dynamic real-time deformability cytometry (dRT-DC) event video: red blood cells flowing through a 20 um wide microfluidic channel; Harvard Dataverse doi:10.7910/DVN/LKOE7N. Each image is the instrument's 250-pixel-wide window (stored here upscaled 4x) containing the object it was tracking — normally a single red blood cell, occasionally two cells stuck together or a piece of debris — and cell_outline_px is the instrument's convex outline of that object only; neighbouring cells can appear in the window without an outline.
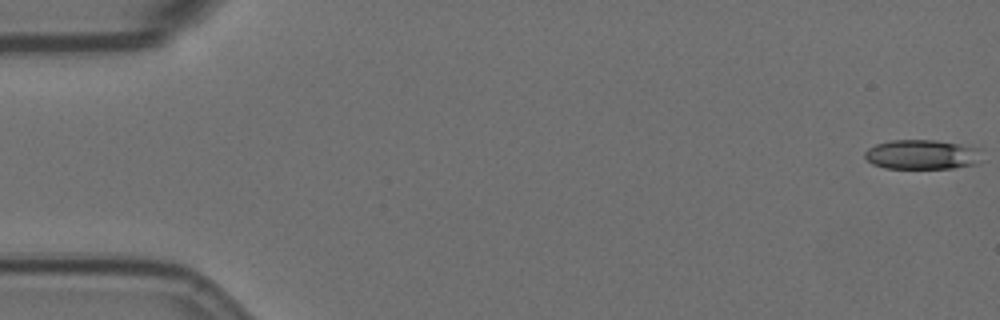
{"species": "Egyptian fruit bat (a non-hibernating species)", "species_latin": "Rousettus aegyptiacus", "temperature_condition": "room temperature", "stored_images_in_passage": 24, "camera_frame_rate_fps": 3000, "um_per_image_px": 0.085, "animal": {"sex": "female"}, "frame": {"image": 1, "passage_image": 1, "time_ms": 0.0, "image_size_px": [1000, 320], "cell_outline_px": [[984, 160], [980, 164], [952, 168], [884, 168], [872, 164], [864, 156], [864, 152], [868, 148], [876, 144], [892, 140], [936, 140], [960, 144], [980, 148]], "centroid_in_image_um": [78.44, 13.14], "position_along_channel_um": 6.6, "area_um2": 20.58}}
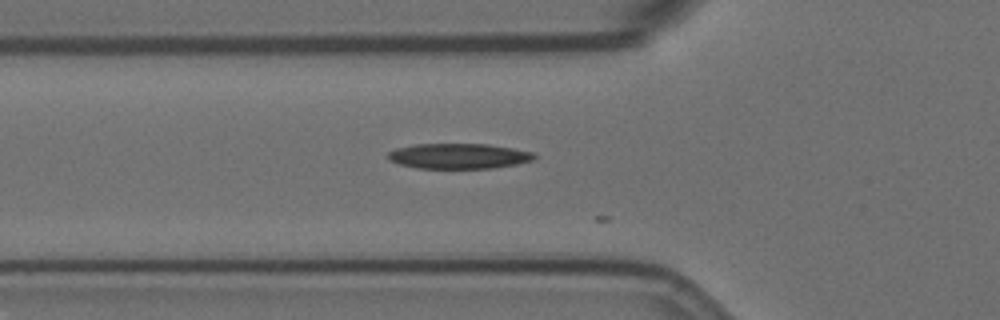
{"frame": {"image": 2, "passage_image": 20, "time_ms": 6.333, "image_size_px": [1000, 320], "cell_outline_px": [[536, 156], [532, 160], [516, 164], [492, 168], [416, 168], [400, 164], [388, 160], [388, 152], [396, 148], [416, 144], [488, 144], [536, 152]], "centroid_in_image_um": [38.99, 13.26], "position_along_channel_um": 86.8, "area_um2": 21.56}}
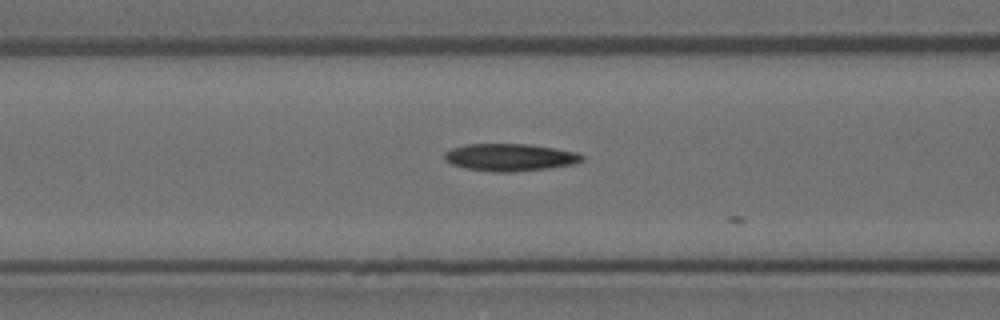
{"frame": {"image": 3, "passage_image": 23, "time_ms": 7.333, "image_size_px": [1000, 320], "cell_outline_px": [[584, 160], [572, 164], [548, 168], [512, 172], [492, 172], [464, 168], [452, 164], [444, 160], [444, 152], [452, 148], [468, 144], [528, 144], [576, 152], [584, 156]], "centroid_in_image_um": [43.31, 13.38], "position_along_channel_um": 123.3, "area_um2": 21.85}}